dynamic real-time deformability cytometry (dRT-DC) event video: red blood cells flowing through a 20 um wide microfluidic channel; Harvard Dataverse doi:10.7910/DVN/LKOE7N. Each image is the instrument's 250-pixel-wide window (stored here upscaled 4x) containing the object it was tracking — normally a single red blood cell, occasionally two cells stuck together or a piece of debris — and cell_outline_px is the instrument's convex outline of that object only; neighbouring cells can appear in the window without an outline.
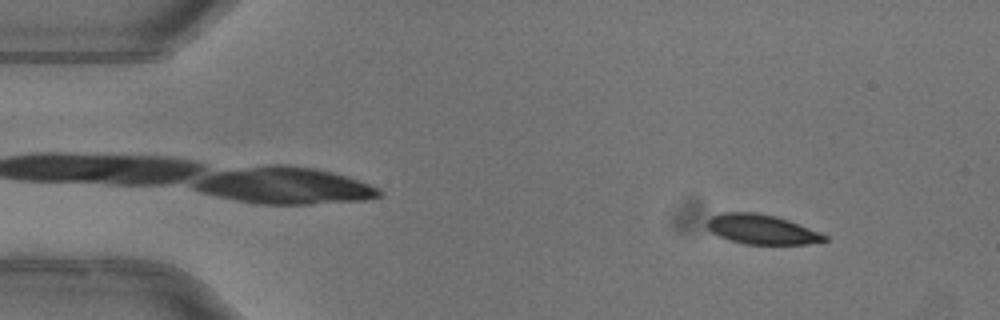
{"species": "common noctule bat (a hibernating species)", "species_latin": "Nyctalus noctula", "temperature_condition": "warm", "stored_images_in_passage": 51, "camera_frame_rate_fps": 3000, "um_per_image_px": 0.085, "animal": {"sex": "female"}, "frame": {"image": 1, "passage_image": 6, "time_ms": 1.667, "image_size_px": [1000, 320], "cell_outline_px": [[828, 240], [804, 244], [744, 244], [728, 240], [712, 232], [708, 228], [708, 220], [712, 216], [724, 212], [756, 212], [776, 216], [788, 220], [820, 232], [828, 236]], "centroid_in_image_um": [64.75, 19.49], "position_along_channel_um": 20.2, "area_um2": 20.17}}
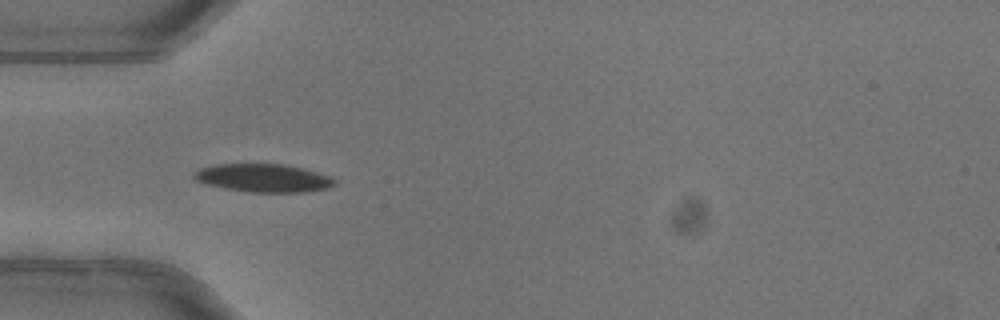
{"frame": {"image": 2, "passage_image": 16, "time_ms": 5.0, "image_size_px": [1000, 320], "cell_outline_px": [[336, 184], [328, 188], [308, 192], [252, 192], [224, 188], [204, 184], [196, 180], [192, 176], [192, 172], [200, 168], [216, 164], [284, 164], [316, 172], [328, 176], [336, 180]], "centroid_in_image_um": [22.35, 15.13], "position_along_channel_um": 62.7, "area_um2": 23.06}, "authors_computed_cell_mechanics": {"area_um2": 22.4264, "velocity_mm_per_s": 4.0146, "shape_relaxation_time_tau1_ms": 3.4942, "shape_relaxation_time_tau2_ms": 2.0062, "deformation_change_tau1": 0.1461, "deformation_change_tau2": 0.057}}